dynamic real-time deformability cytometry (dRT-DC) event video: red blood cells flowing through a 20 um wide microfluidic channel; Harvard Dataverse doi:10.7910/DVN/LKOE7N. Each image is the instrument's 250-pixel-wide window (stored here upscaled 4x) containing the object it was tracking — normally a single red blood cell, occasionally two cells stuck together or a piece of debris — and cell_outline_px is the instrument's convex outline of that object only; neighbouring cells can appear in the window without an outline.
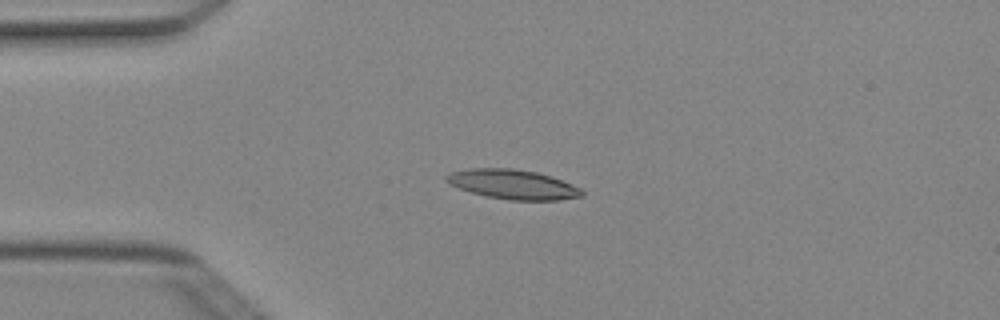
{"species": "Egyptian fruit bat (a non-hibernating species)", "species_latin": "Rousettus aegyptiacus", "temperature_condition": "cold", "stored_images_in_passage": 4, "camera_frame_rate_fps": 3000, "um_per_image_px": 0.085, "animal": {"sex": "female"}, "frame": {"image": 1, "passage_image": 3, "time_ms": 0.667, "image_size_px": [1000, 320], "cell_outline_px": [[584, 196], [560, 200], [508, 200], [488, 196], [472, 192], [448, 184], [444, 180], [444, 176], [452, 172], [468, 168], [512, 168], [536, 172], [552, 176], [572, 184], [580, 188], [584, 192]], "centroid_in_image_um": [43.6, 15.67], "position_along_channel_um": 41.4, "area_um2": 23.41}}